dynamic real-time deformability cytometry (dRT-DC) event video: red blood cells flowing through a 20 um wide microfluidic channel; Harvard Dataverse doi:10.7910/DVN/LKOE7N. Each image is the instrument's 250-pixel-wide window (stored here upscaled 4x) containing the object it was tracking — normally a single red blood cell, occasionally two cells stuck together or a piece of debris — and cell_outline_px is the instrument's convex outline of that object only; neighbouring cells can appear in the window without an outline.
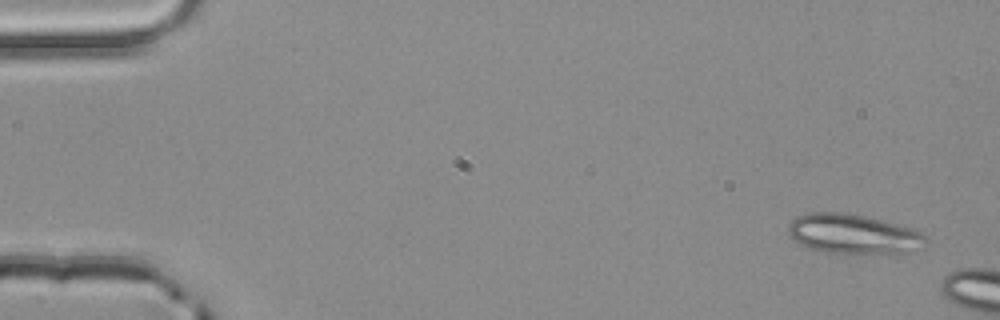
{"species": "common noctule bat (a hibernating species)", "species_latin": "Nyctalus noctula", "temperature_condition": "room temperature", "stored_images_in_passage": 2, "camera_frame_rate_fps": 3000, "um_per_image_px": 0.085, "animal": {"sex": "male", "body_mass_g": 20.4}, "frame": {"image": 1, "passage_image": 1, "time_ms": 0.0, "image_size_px": [1000, 320], "cell_outline_px": [[928, 240], [912, 252], [824, 252], [800, 244], [788, 232], [788, 224], [796, 216], [812, 212], [840, 212], [864, 216], [912, 228], [928, 236]], "centroid_in_image_um": [72.51, 19.86], "position_along_channel_um": 12.5, "area_um2": 31.04}}